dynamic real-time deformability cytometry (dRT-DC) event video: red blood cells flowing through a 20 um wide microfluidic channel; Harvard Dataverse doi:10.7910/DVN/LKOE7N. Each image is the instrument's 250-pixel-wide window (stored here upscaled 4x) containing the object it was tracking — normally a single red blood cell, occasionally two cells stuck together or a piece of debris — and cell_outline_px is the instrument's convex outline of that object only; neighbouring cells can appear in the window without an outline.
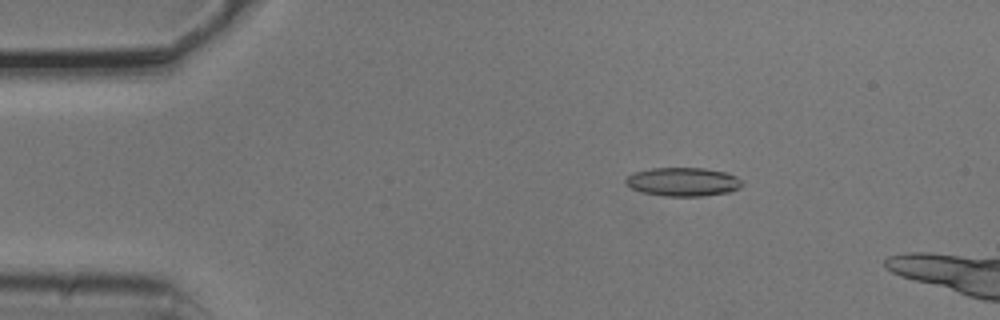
{"species": "common noctule bat (a hibernating species)", "species_latin": "Nyctalus noctula", "temperature_condition": "cold", "stored_images_in_passage": 4, "camera_frame_rate_fps": 3000, "um_per_image_px": 0.085, "animal": {"sex": "male", "body_mass_g": 20.5, "forearm_length_mm": 52.5}, "frame": {"image": 1, "passage_image": 1, "time_ms": 0.0, "image_size_px": [1000, 320], "cell_outline_px": [[744, 184], [740, 188], [728, 192], [704, 196], [664, 196], [644, 192], [632, 188], [624, 184], [624, 180], [632, 172], [652, 168], [704, 168], [728, 172], [736, 176]], "centroid_in_image_um": [58.06, 15.45], "position_along_channel_um": 26.9, "area_um2": 19.59}}